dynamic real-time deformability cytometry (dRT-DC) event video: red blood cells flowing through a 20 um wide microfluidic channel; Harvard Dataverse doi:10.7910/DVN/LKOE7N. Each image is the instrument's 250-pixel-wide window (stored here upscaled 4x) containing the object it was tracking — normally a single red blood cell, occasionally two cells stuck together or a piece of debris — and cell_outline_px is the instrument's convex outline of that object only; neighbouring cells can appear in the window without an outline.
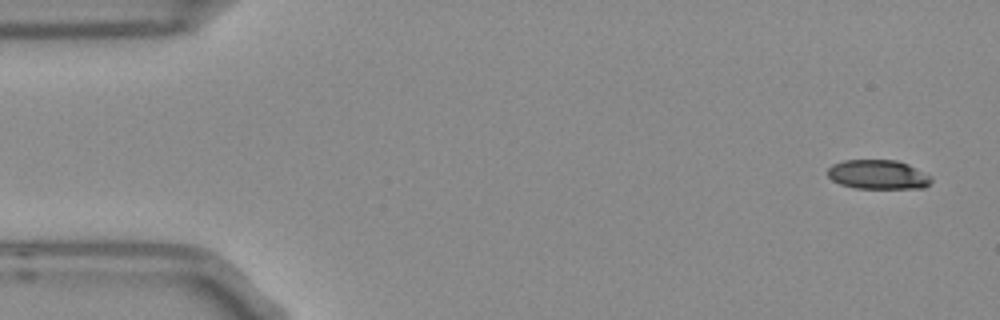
{"species": "Egyptian fruit bat (a non-hibernating species)", "species_latin": "Rousettus aegyptiacus", "temperature_condition": "room temperature", "stored_images_in_passage": 6, "camera_frame_rate_fps": 3000, "um_per_image_px": 0.085, "frame": {"image": 1, "passage_image": 1, "time_ms": 0.0, "image_size_px": [1000, 320], "cell_outline_px": [[932, 180], [924, 188], [856, 188], [840, 184], [832, 180], [828, 176], [828, 168], [832, 164], [844, 160], [896, 160], [908, 164], [932, 176]], "centroid_in_image_um": [74.63, 14.83], "position_along_channel_um": 10.4, "area_um2": 17.69}}
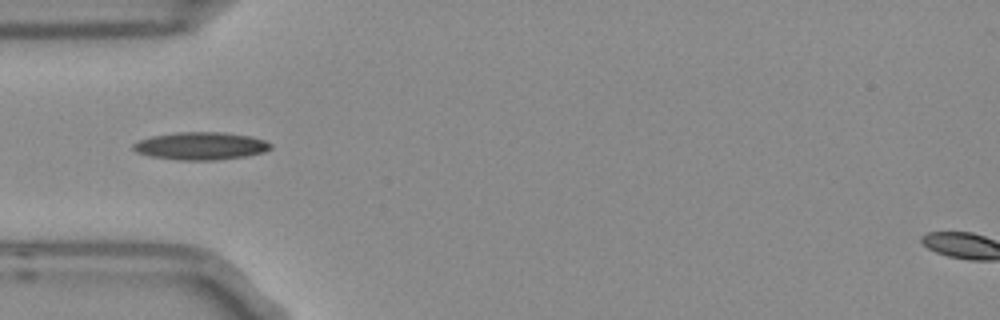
{"frame": {"image": 2, "passage_image": 5, "time_ms": 1.333, "image_size_px": [1000, 320], "cell_outline_px": [[272, 148], [264, 152], [244, 156], [216, 160], [180, 160], [152, 156], [136, 152], [132, 148], [132, 144], [140, 140], [152, 136], [176, 132], [224, 132], [252, 136], [264, 140], [272, 144]], "centroid_in_image_um": [17.08, 12.4], "position_along_channel_um": 67.9, "area_um2": 22.14}}
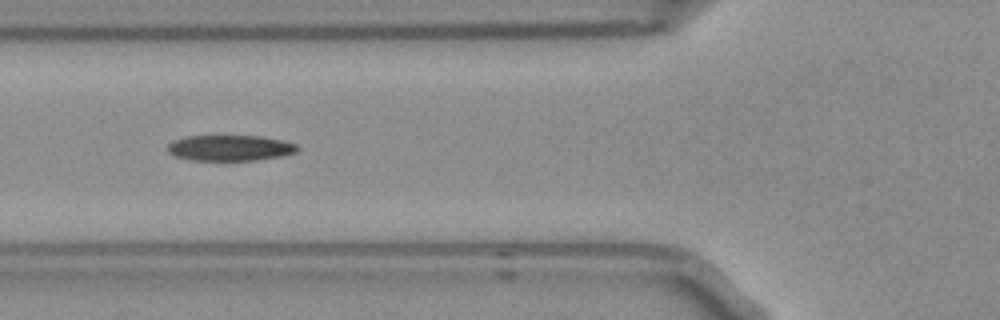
{"frame": {"image": 3, "passage_image": 6, "time_ms": 1.667, "image_size_px": [1000, 320], "cell_outline_px": [[300, 148], [296, 152], [280, 156], [256, 160], [192, 160], [176, 156], [168, 152], [168, 144], [172, 140], [188, 136], [260, 136], [284, 140], [296, 144]], "centroid_in_image_um": [19.56, 12.57], "position_along_channel_um": 106.2, "area_um2": 19.42}}